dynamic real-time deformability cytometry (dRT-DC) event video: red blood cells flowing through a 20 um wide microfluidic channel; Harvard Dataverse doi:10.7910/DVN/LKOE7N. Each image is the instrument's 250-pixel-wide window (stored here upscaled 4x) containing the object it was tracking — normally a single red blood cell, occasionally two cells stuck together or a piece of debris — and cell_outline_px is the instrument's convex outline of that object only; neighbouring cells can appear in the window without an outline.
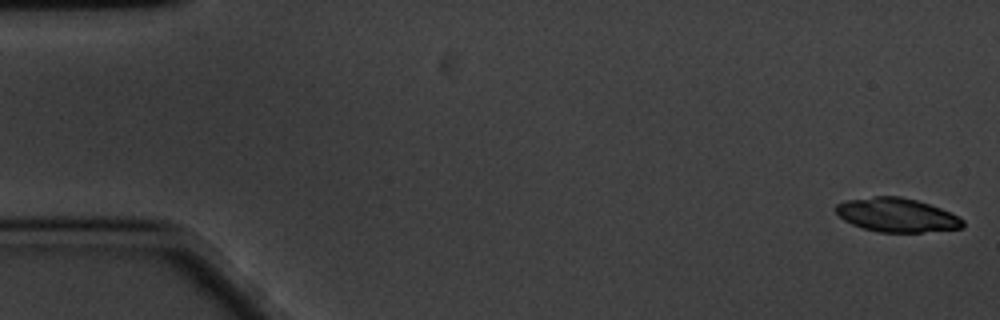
{"species": "common noctule bat (a hibernating species)", "species_latin": "Nyctalus noctula", "temperature_condition": "cold", "stored_images_in_passage": 58, "camera_frame_rate_fps": 3000, "um_per_image_px": 0.085, "animal": {"sex": "male", "body_mass_g": 20.1, "forearm_length_mm": 53.5}, "frame": {"image": 1, "passage_image": 1, "time_ms": 0.0, "image_size_px": [1000, 320], "cell_outline_px": [[964, 228], [920, 232], [880, 232], [864, 228], [852, 224], [844, 220], [836, 212], [836, 204], [848, 200], [876, 196], [900, 196], [916, 200], [940, 208], [964, 220]], "centroid_in_image_um": [76.23, 18.28], "position_along_channel_um": 8.8, "area_um2": 24.74}}
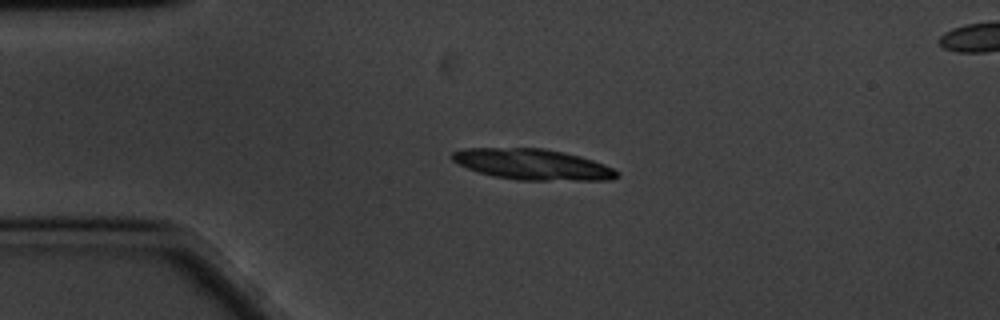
{"frame": {"image": 2, "passage_image": 13, "time_ms": 4.0, "image_size_px": [1000, 320], "cell_outline_px": [[620, 176], [612, 180], [516, 180], [492, 176], [468, 168], [452, 160], [452, 152], [464, 148], [544, 148], [564, 152], [580, 156], [604, 164], [620, 172]], "centroid_in_image_um": [45.31, 13.97], "position_along_channel_um": 39.7, "area_um2": 29.59}, "authors_computed_cell_mechanics": {"area_um2": 25.6921, "velocity_mm_per_s": 3.3666, "shape_relaxation_time_tau1_ms": 1.6362, "shape_relaxation_time_tau2_ms": null, "deformation_change_tau1": 0.2544, "deformation_change_tau2": null}}